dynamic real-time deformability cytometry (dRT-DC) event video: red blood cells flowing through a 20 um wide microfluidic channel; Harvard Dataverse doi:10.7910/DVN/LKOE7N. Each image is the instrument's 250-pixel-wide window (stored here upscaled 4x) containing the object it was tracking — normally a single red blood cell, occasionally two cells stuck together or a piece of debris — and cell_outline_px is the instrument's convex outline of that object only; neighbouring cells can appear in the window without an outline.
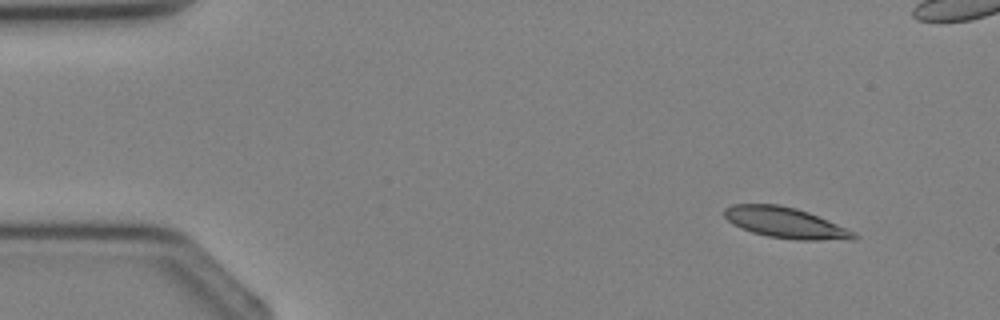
{"species": "Egyptian fruit bat (a non-hibernating species)", "species_latin": "Rousettus aegyptiacus", "temperature_condition": "cold", "stored_images_in_passage": 4, "camera_frame_rate_fps": 3000, "um_per_image_px": 0.085, "animal": {"sex": "female"}, "frame": {"image": 1, "passage_image": 1, "time_ms": 0.0, "image_size_px": [1000, 320], "cell_outline_px": [[860, 236], [856, 240], [796, 240], [768, 236], [752, 232], [732, 224], [724, 216], [724, 208], [732, 204], [780, 204], [796, 208], [808, 212], [856, 232]], "centroid_in_image_um": [66.79, 18.94], "position_along_channel_um": 18.2, "area_um2": 23.35}}